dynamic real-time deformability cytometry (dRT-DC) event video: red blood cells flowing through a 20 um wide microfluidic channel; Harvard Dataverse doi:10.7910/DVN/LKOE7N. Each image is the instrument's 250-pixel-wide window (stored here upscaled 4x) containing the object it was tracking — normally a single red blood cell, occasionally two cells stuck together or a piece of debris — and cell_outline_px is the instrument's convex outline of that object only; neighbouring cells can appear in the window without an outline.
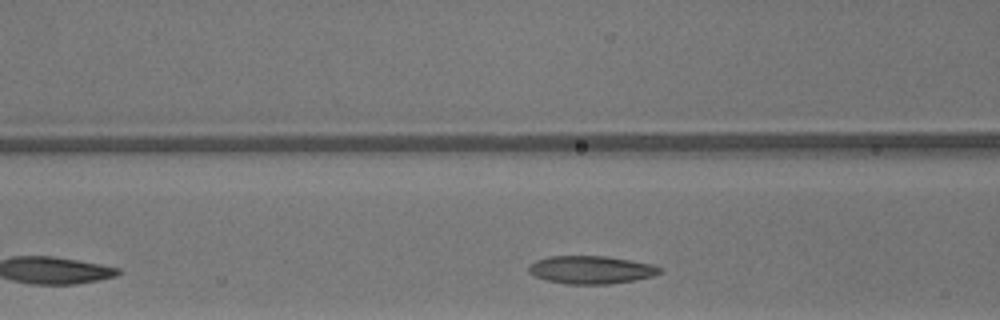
{"species": "common noctule bat (a hibernating species)", "species_latin": "Nyctalus noctula", "temperature_condition": "warm", "stored_images_in_passage": 23, "camera_frame_rate_fps": 3000, "um_per_image_px": 0.085, "animal": {"sex": "male", "body_mass_g": 13.3}, "frame": {"image": 1, "passage_image": 5, "time_ms": 1.333, "image_size_px": [1000, 320], "cell_outline_px": [[664, 272], [652, 276], [636, 280], [608, 284], [564, 284], [532, 276], [528, 272], [528, 264], [536, 260], [548, 256], [608, 256], [632, 260], [652, 264], [664, 268]], "centroid_in_image_um": [50.25, 22.93], "position_along_channel_um": 116.3, "area_um2": 21.73}}
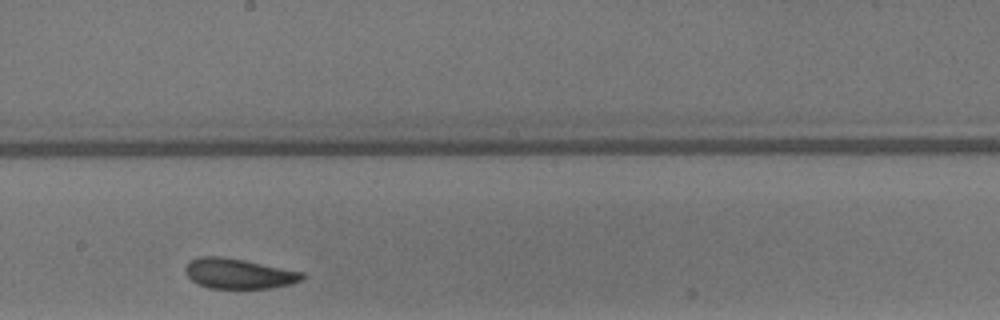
{"frame": {"image": 2, "passage_image": 13, "time_ms": 4.0, "image_size_px": [1000, 320], "cell_outline_px": [[304, 280], [292, 284], [268, 288], [208, 288], [196, 284], [184, 272], [184, 268], [192, 260], [200, 256], [220, 256], [244, 260], [304, 272]], "centroid_in_image_um": [20.29, 23.26], "position_along_channel_um": 227.9, "area_um2": 20.58}}
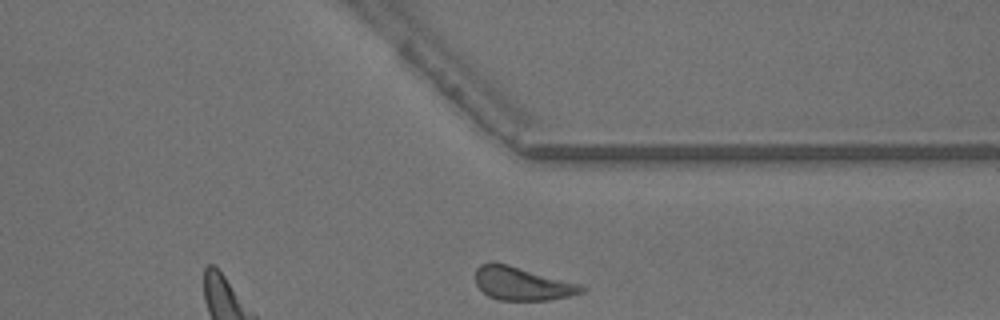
{"frame": {"image": 3, "passage_image": 23, "time_ms": 7.333, "image_size_px": [1000, 320], "cell_outline_px": [[588, 288], [584, 292], [568, 296], [548, 300], [496, 300], [488, 296], [476, 284], [476, 268], [480, 264], [492, 260], [508, 264], [584, 284]], "centroid_in_image_um": [44.42, 24.08], "position_along_channel_um": 367.0, "area_um2": 21.1}, "authors_computed_cell_mechanics": {"area_um2": 20.9814, "velocity_mm_per_s": 4.18, "shape_relaxation_time_tau1_ms": 6.0555, "shape_relaxation_time_tau2_ms": 3.1051, "deformation_change_tau1": 0.1484, "deformation_change_tau2": 0.1005}}